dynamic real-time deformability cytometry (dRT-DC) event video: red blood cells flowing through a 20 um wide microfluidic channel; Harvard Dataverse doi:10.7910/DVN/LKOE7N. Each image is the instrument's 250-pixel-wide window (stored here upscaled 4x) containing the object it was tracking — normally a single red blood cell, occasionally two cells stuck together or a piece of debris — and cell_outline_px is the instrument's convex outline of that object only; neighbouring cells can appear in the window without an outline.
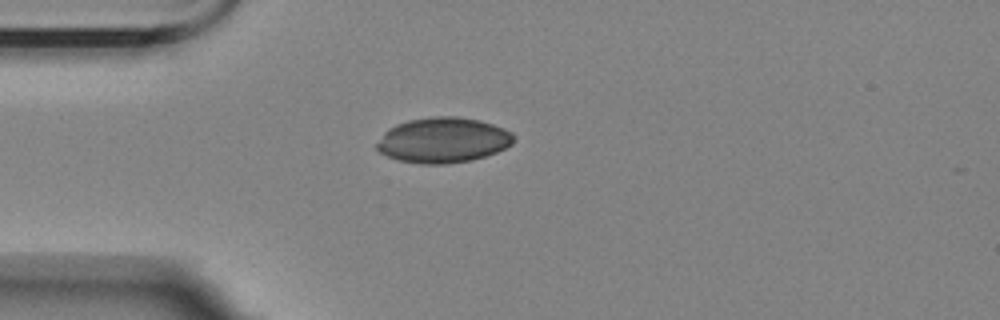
{"species": "Egyptian fruit bat (a non-hibernating species)", "species_latin": "Rousettus aegyptiacus", "temperature_condition": "room temperature", "stored_images_in_passage": 7, "camera_frame_rate_fps": 3000, "um_per_image_px": 0.085, "animal": {"sex": "female"}, "frame": {"image": 1, "passage_image": 1, "time_ms": 0.0, "image_size_px": [1000, 320], "cell_outline_px": [[516, 136], [512, 144], [496, 152], [472, 160], [444, 164], [420, 164], [396, 160], [380, 152], [376, 148], [376, 144], [384, 132], [388, 128], [396, 124], [408, 120], [428, 116], [456, 116], [480, 120], [504, 128], [512, 132]], "centroid_in_image_um": [37.65, 11.9], "position_along_channel_um": 47.3, "area_um2": 36.41}}
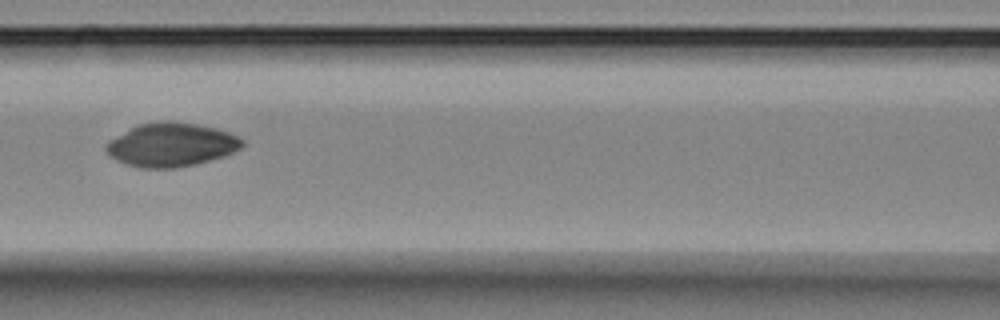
{"frame": {"image": 2, "passage_image": 4, "time_ms": 3.333, "image_size_px": [1000, 320], "cell_outline_px": [[244, 144], [240, 148], [224, 156], [196, 164], [172, 168], [144, 168], [128, 164], [112, 156], [104, 148], [104, 144], [108, 140], [140, 124], [164, 120], [168, 120], [196, 124], [216, 128], [240, 136], [244, 140]], "centroid_in_image_um": [14.59, 12.29], "position_along_channel_um": 152.0, "area_um2": 34.39}}
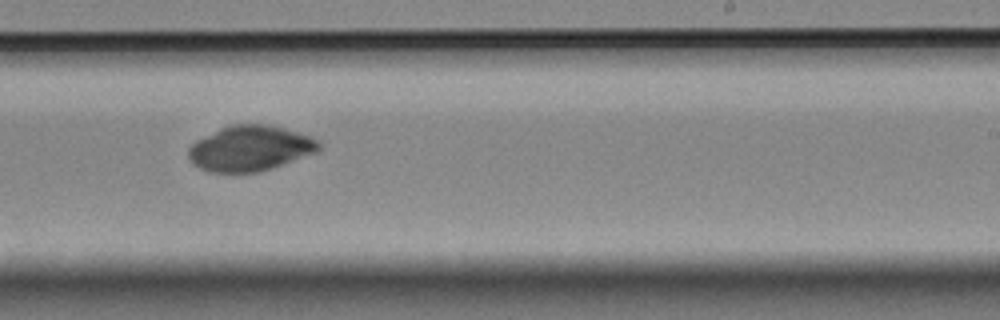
{"frame": {"image": 3, "passage_image": 7, "time_ms": 6.667, "image_size_px": [1000, 320], "cell_outline_px": [[324, 144], [316, 152], [260, 172], [212, 172], [200, 168], [192, 164], [188, 156], [188, 148], [196, 140], [220, 128], [232, 124], [264, 124], [284, 128], [320, 140]], "centroid_in_image_um": [21.25, 12.6], "position_along_channel_um": 267.7, "area_um2": 34.39}}